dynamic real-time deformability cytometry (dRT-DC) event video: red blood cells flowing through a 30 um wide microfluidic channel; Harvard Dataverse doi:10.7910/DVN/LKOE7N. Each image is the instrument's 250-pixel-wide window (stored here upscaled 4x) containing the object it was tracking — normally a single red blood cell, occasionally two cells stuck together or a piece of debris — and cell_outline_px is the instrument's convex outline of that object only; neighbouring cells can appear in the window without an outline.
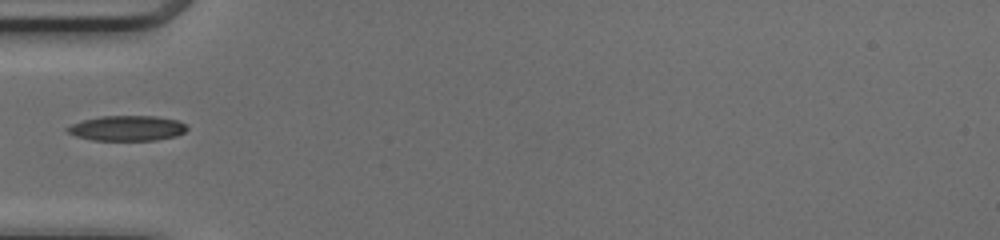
{"species": "common noctule bat (a hibernating species)", "species_latin": "Nyctalus noctula", "temperature_condition": "cold", "stored_images_in_passage": 33, "camera_frame_rate_fps": 3000, "um_per_image_px": 0.085, "animal": {"sex": "female", "body_mass_g": 17.0, "forearm_length_mm": 48.0}, "frame": {"image": 1, "passage_image": 1, "time_ms": 0.0, "image_size_px": [1000, 240], "cell_outline_px": [[188, 128], [184, 132], [176, 136], [156, 140], [92, 140], [76, 136], [68, 132], [64, 128], [72, 124], [84, 120], [100, 116], [156, 116], [176, 120], [184, 124]], "centroid_in_image_um": [10.79, 10.9], "position_along_channel_um": 74.2, "area_um2": 17.46}}
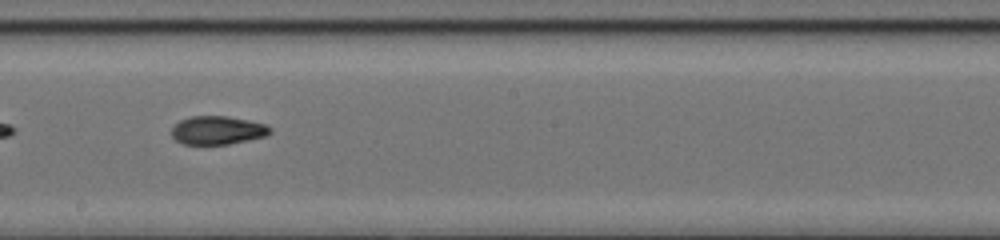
{"frame": {"image": 2, "passage_image": 12, "time_ms": 3.667, "image_size_px": [1000, 240], "cell_outline_px": [[272, 132], [264, 136], [248, 140], [228, 144], [184, 144], [176, 140], [172, 136], [172, 128], [180, 120], [192, 116], [228, 116], [264, 124], [272, 128]], "centroid_in_image_um": [18.49, 11.07], "position_along_channel_um": 229.7, "area_um2": 16.13}}
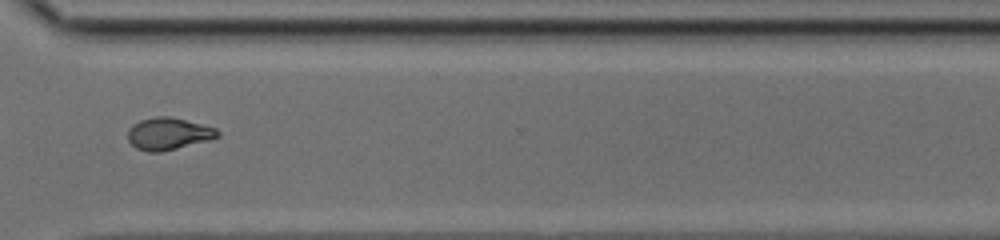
{"frame": {"image": 3, "passage_image": 21, "time_ms": 6.667, "image_size_px": [1000, 240], "cell_outline_px": [[220, 136], [208, 140], [160, 152], [148, 152], [136, 148], [128, 140], [128, 128], [140, 120], [156, 116], [168, 116], [216, 128], [220, 132]], "centroid_in_image_um": [14.29, 11.37], "position_along_channel_um": 356.3, "area_um2": 16.59}}